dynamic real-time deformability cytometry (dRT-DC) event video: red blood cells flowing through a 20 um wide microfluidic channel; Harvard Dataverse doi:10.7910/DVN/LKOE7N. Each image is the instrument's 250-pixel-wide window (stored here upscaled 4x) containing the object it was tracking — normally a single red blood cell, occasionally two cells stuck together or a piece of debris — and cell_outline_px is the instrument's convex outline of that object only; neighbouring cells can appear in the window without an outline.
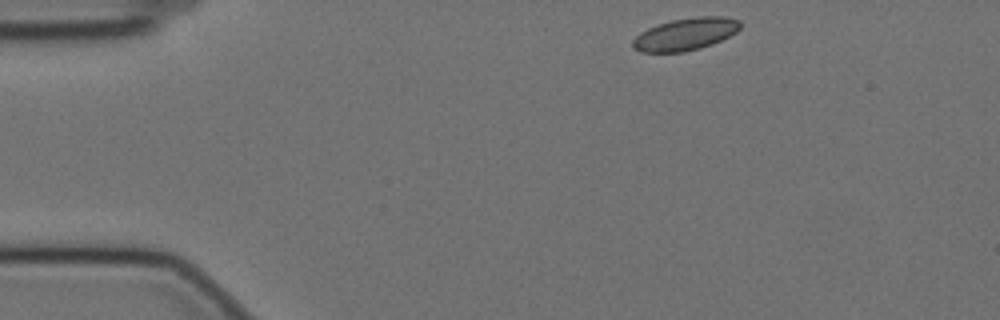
{"species": "Egyptian fruit bat (a non-hibernating species)", "species_latin": "Rousettus aegyptiacus", "temperature_condition": "cold", "stored_images_in_passage": 9, "camera_frame_rate_fps": 3000, "um_per_image_px": 0.085, "animal": {"sex": "female"}, "frame": {"image": 1, "passage_image": 1, "time_ms": 0.0, "image_size_px": [1000, 320], "cell_outline_px": [[740, 28], [736, 32], [712, 44], [700, 48], [684, 52], [640, 52], [632, 48], [632, 40], [640, 32], [648, 28], [672, 20], [696, 16], [724, 16], [740, 20]], "centroid_in_image_um": [58.25, 2.9], "position_along_channel_um": 26.8, "area_um2": 20.23}}